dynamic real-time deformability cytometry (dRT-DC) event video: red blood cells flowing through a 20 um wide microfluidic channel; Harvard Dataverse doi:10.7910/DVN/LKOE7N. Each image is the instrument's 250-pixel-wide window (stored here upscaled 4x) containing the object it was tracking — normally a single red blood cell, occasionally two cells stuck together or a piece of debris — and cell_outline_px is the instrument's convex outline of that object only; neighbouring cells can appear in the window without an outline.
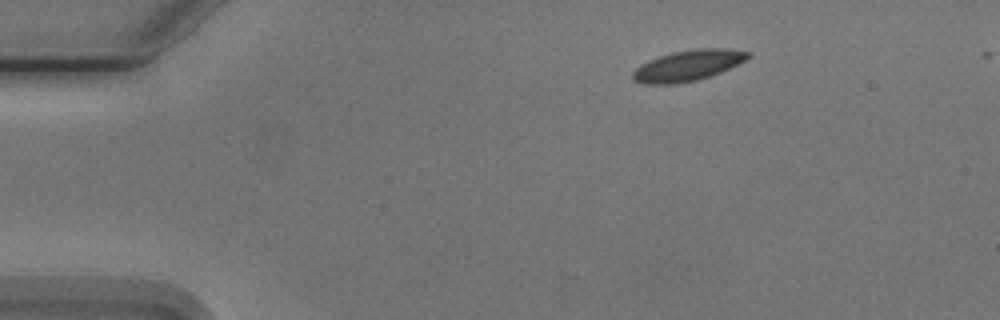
{"species": "Egyptian fruit bat (a non-hibernating species)", "species_latin": "Rousettus aegyptiacus", "temperature_condition": "cold", "stored_images_in_passage": 2, "camera_frame_rate_fps": 3000, "um_per_image_px": 0.085, "animal": {"sex": "male"}, "frame": {"image": 1, "passage_image": 2, "time_ms": 1.333, "image_size_px": [1000, 320], "cell_outline_px": [[752, 56], [720, 72], [696, 80], [676, 84], [644, 84], [632, 80], [632, 72], [640, 64], [648, 60], [672, 52], [696, 48], [728, 48], [752, 52]], "centroid_in_image_um": [58.45, 5.56], "position_along_channel_um": 26.6, "area_um2": 20.69}}